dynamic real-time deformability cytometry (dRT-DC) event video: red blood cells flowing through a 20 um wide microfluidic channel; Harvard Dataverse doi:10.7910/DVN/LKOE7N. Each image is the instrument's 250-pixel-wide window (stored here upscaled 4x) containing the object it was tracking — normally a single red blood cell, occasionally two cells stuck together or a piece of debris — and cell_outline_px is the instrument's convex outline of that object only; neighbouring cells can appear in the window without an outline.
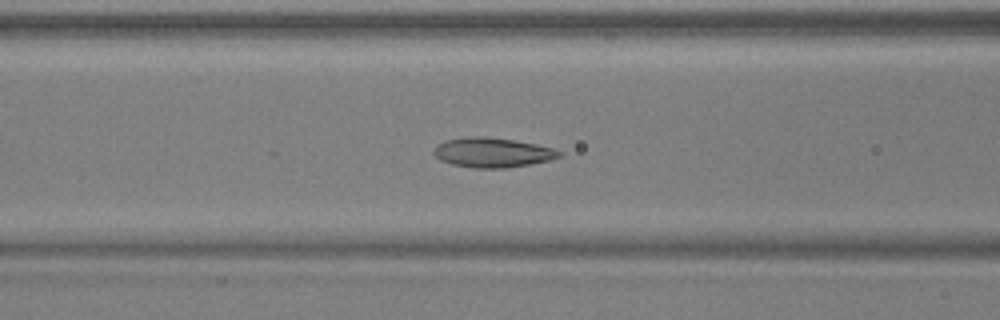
{"species": "common noctule bat (a hibernating species)", "species_latin": "Nyctalus noctula", "temperature_condition": "warm", "stored_images_in_passage": 42, "camera_frame_rate_fps": 3000, "um_per_image_px": 0.085, "animal": {"sex": "male", "body_mass_g": 17.9, "forearm_length_mm": 54.2}, "frame": {"image": 1, "passage_image": 15, "time_ms": 4.667, "image_size_px": [1000, 320], "cell_outline_px": [[560, 156], [548, 160], [528, 164], [504, 168], [472, 168], [452, 164], [440, 160], [432, 152], [436, 144], [444, 140], [472, 136], [484, 136], [512, 140], [536, 144], [552, 148], [560, 152]], "centroid_in_image_um": [41.78, 12.96], "position_along_channel_um": 124.8, "area_um2": 21.5}}
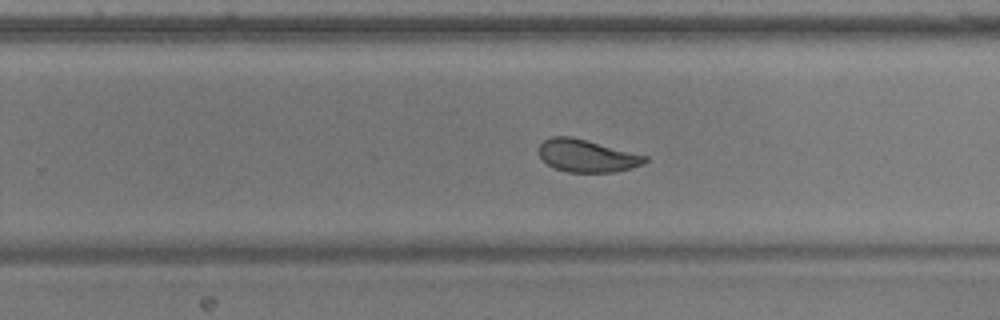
{"frame": {"image": 2, "passage_image": 27, "time_ms": 8.667, "image_size_px": [1000, 320], "cell_outline_px": [[648, 160], [644, 164], [616, 172], [568, 172], [556, 168], [548, 164], [540, 156], [536, 148], [544, 140], [552, 136], [572, 136], [648, 156]], "centroid_in_image_um": [49.88, 13.23], "position_along_channel_um": 279.9, "area_um2": 20.17}}
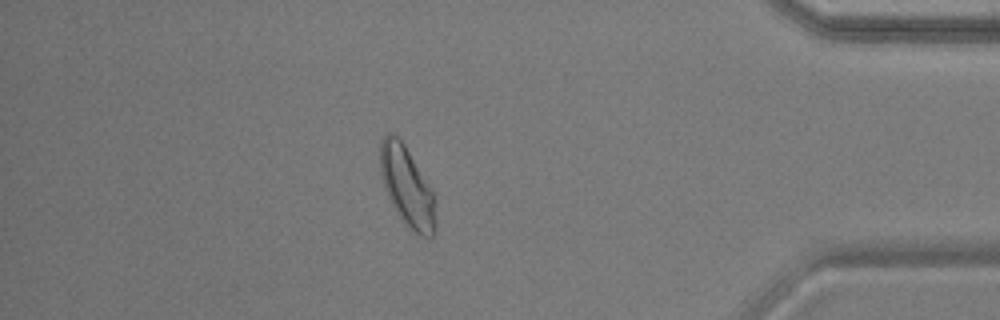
{"frame": {"image": 3, "passage_image": 39, "time_ms": 12.667, "image_size_px": [1000, 320], "cell_outline_px": [[436, 224], [432, 236], [428, 240], [420, 236], [404, 224], [388, 200], [384, 188], [380, 172], [380, 140], [388, 132], [392, 132], [404, 144], [432, 192], [436, 200]], "centroid_in_image_um": [34.58, 15.92], "position_along_channel_um": 400.6, "area_um2": 25.89}, "authors_computed_cell_mechanics": {"area_um2": 21.7617, "velocity_mm_per_s": 3.8851, "shape_relaxation_time_tau1_ms": 3.8504, "shape_relaxation_time_tau2_ms": 1.1586, "deformation_change_tau1": 0.1195, "deformation_change_tau2": 0.0682}}